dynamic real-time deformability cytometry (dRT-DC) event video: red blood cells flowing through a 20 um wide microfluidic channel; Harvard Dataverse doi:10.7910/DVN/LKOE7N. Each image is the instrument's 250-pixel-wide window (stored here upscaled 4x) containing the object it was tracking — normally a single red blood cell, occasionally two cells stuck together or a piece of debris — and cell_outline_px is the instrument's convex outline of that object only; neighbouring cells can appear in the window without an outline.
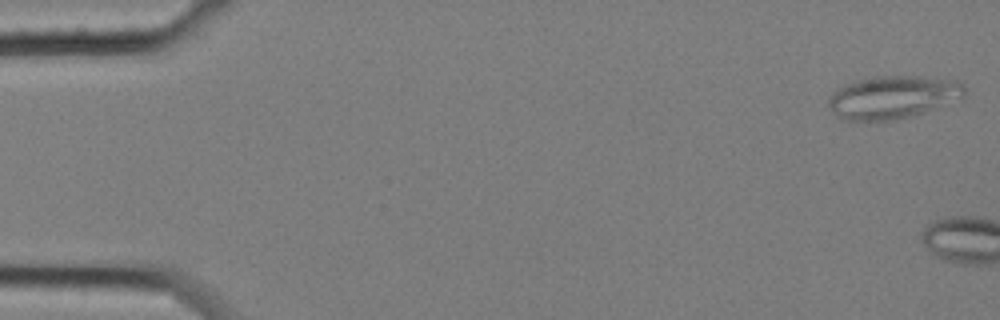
{"species": "common noctule bat (a hibernating species)", "species_latin": "Nyctalus noctula", "temperature_condition": "cold", "stored_images_in_passage": 5, "camera_frame_rate_fps": 3000, "um_per_image_px": 0.085, "animal": {"sex": "female", "body_mass_g": 25.1}, "frame": {"image": 1, "passage_image": 1, "time_ms": 0.0, "image_size_px": [1000, 320], "cell_outline_px": [[964, 96], [920, 112], [896, 120], [848, 120], [840, 116], [828, 104], [828, 100], [832, 92], [856, 80], [876, 76], [916, 76], [956, 80], [964, 84]], "centroid_in_image_um": [75.88, 8.23], "position_along_channel_um": 9.1, "area_um2": 32.95}}